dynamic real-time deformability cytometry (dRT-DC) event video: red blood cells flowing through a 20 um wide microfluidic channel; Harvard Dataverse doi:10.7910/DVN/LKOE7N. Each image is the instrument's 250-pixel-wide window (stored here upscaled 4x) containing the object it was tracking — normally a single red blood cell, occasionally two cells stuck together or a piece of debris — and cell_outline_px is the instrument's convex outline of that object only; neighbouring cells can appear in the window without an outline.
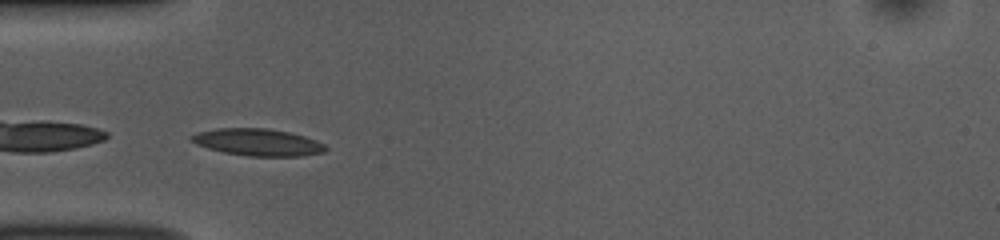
{"species": "common noctule bat (a hibernating species)", "species_latin": "Nyctalus noctula", "temperature_condition": "room temperature", "stored_images_in_passage": 25, "camera_frame_rate_fps": 3000, "um_per_image_px": 0.085, "animal": {"sex": "female", "body_mass_g": 10.0, "forearm_length_mm": 53.1}, "frame": {"image": 1, "passage_image": 1, "time_ms": 0.0, "image_size_px": [1000, 240], "cell_outline_px": [[328, 148], [324, 152], [300, 156], [248, 156], [224, 152], [208, 148], [196, 144], [188, 136], [196, 132], [216, 128], [268, 128], [288, 132], [304, 136], [316, 140], [324, 144]], "centroid_in_image_um": [21.89, 12.08], "position_along_channel_um": 63.1, "area_um2": 21.15}}
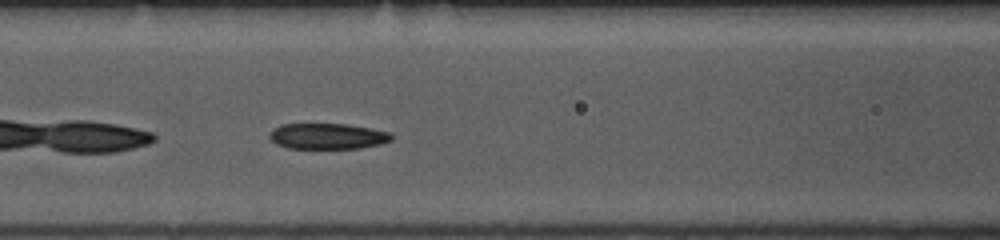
{"frame": {"image": 2, "passage_image": 7, "time_ms": 2.0, "image_size_px": [1000, 240], "cell_outline_px": [[392, 140], [380, 144], [360, 148], [288, 148], [276, 144], [268, 136], [280, 124], [348, 124], [372, 128], [392, 132]], "centroid_in_image_um": [27.89, 11.57], "position_along_channel_um": 138.7, "area_um2": 18.32}}
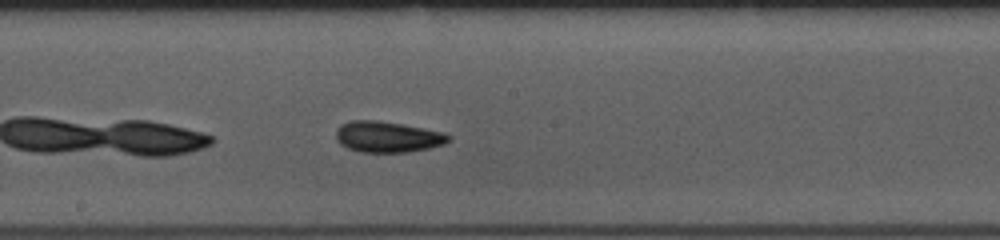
{"frame": {"image": 3, "passage_image": 13, "time_ms": 4.0, "image_size_px": [1000, 240], "cell_outline_px": [[452, 136], [444, 144], [428, 148], [408, 152], [360, 152], [348, 148], [340, 144], [336, 140], [336, 128], [340, 124], [352, 120], [376, 120], [400, 124], [444, 132]], "centroid_in_image_um": [32.9, 11.63], "position_along_channel_um": 215.3, "area_um2": 20.29}}